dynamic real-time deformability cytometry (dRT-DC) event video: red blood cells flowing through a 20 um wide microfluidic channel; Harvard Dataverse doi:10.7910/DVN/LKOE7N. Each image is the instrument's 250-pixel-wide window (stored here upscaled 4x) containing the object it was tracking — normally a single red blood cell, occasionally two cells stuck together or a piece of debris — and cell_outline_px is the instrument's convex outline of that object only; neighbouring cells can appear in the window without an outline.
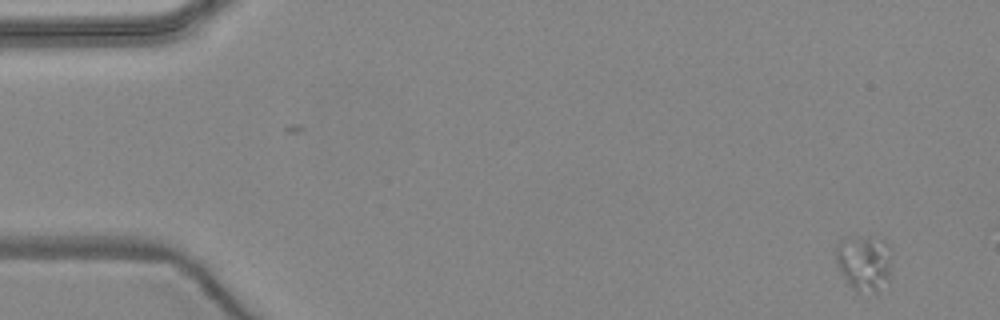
{"species": "common noctule bat (a hibernating species)", "species_latin": "Nyctalus noctula", "temperature_condition": "warm", "stored_images_in_passage": 4, "camera_frame_rate_fps": 3000, "um_per_image_px": 0.085, "animal": {"sex": "female", "body_mass_g": 24.6, "forearm_length_mm": 56.2}, "frame": {"image": 1, "passage_image": 1, "time_ms": 0.0, "image_size_px": [1000, 320], "cell_outline_px": [[888, 276], [876, 292], [852, 288], [848, 284], [840, 272], [836, 264], [836, 244], [868, 236], [884, 240], [888, 244]], "centroid_in_image_um": [73.4, 22.32], "position_along_channel_um": 11.6, "area_um2": 16.99}}